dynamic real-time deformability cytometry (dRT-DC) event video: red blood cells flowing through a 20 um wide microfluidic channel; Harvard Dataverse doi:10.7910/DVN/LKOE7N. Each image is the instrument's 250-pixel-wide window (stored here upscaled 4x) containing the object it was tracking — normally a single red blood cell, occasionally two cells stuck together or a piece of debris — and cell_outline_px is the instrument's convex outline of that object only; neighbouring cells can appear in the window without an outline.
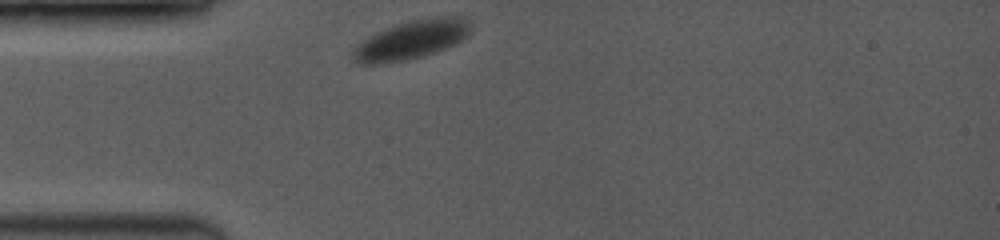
{"species": "common noctule bat (a hibernating species)", "species_latin": "Nyctalus noctula", "temperature_condition": "room temperature", "stored_images_in_passage": 42, "camera_frame_rate_fps": 3500, "um_per_image_px": 0.085, "animal": {"sex": "female", "body_mass_g": 19.0, "forearm_length_mm": 53.3}, "frame": {"image": 1, "passage_image": 1, "time_ms": 0.0, "image_size_px": [1000, 240], "cell_outline_px": [[468, 32], [460, 40], [444, 48], [420, 56], [404, 60], [372, 64], [360, 64], [352, 56], [352, 48], [356, 44], [368, 36], [384, 28], [396, 24], [412, 20], [436, 16], [464, 16], [468, 20]], "centroid_in_image_um": [34.89, 3.36], "position_along_channel_um": 50.1, "area_um2": 26.07}}
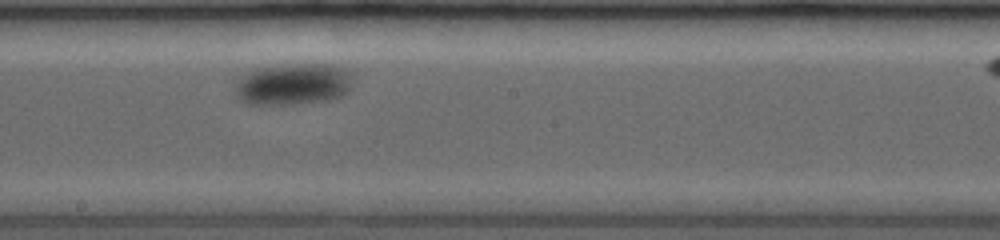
{"frame": {"image": 2, "passage_image": 22, "time_ms": 6.0, "image_size_px": [1000, 240], "cell_outline_px": [[352, 88], [344, 96], [328, 100], [292, 104], [248, 104], [240, 100], [236, 96], [236, 84], [248, 72], [256, 68], [276, 64], [328, 64], [340, 68], [348, 72]], "centroid_in_image_um": [24.91, 7.15], "position_along_channel_um": 223.3, "area_um2": 28.5}}
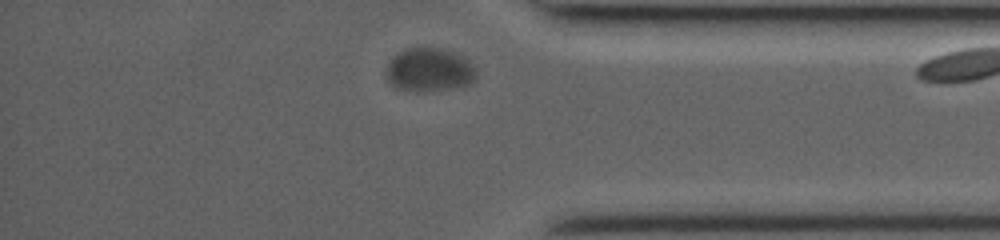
{"frame": {"image": 3, "passage_image": 41, "time_ms": 11.429, "image_size_px": [1000, 240], "cell_outline_px": [[476, 76], [472, 84], [416, 92], [400, 88], [392, 84], [388, 80], [388, 64], [400, 52], [408, 48], [440, 48], [452, 52], [468, 60], [472, 64], [476, 72]], "centroid_in_image_um": [36.53, 5.94], "position_along_channel_um": 398.7, "area_um2": 22.08}}